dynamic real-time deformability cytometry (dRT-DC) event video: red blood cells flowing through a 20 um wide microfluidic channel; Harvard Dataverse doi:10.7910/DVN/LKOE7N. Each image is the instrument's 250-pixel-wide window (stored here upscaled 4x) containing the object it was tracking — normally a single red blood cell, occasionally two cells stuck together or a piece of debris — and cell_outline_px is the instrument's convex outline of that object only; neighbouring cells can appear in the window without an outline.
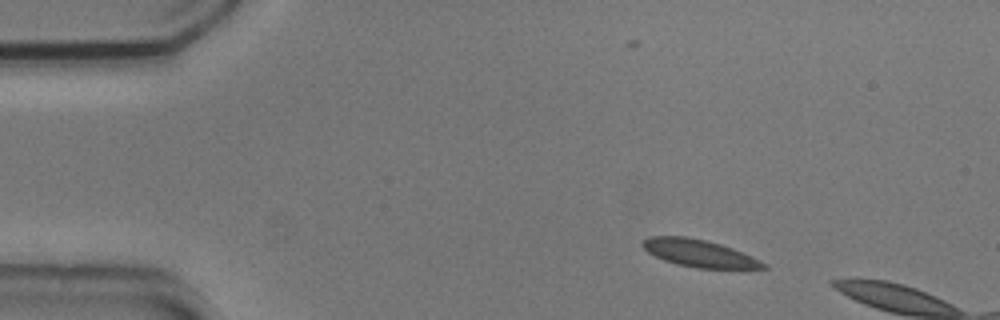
{"species": "common noctule bat (a hibernating species)", "species_latin": "Nyctalus noctula", "temperature_condition": "cold", "stored_images_in_passage": 2, "camera_frame_rate_fps": 3000, "um_per_image_px": 0.085, "animal": {"sex": "male", "body_mass_g": 20.5, "forearm_length_mm": 52.5}, "frame": {"image": 1, "passage_image": 1, "time_ms": 0.0, "image_size_px": [1000, 320], "cell_outline_px": [[768, 268], [696, 268], [664, 260], [648, 252], [640, 244], [648, 236], [684, 236], [704, 240], [720, 244], [732, 248], [760, 260], [768, 264]], "centroid_in_image_um": [59.42, 21.52], "position_along_channel_um": 25.6, "area_um2": 18.9}}